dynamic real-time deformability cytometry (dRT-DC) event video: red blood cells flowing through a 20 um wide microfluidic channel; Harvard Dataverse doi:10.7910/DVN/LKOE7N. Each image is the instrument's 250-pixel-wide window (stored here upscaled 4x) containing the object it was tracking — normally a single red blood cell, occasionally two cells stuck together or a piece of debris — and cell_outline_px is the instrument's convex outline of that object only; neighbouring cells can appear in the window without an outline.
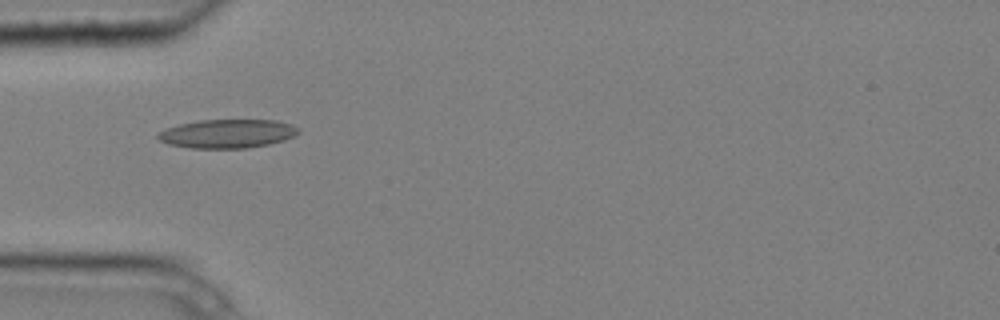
{"species": "common noctule bat (a hibernating species)", "species_latin": "Nyctalus noctula", "temperature_condition": "cold", "stored_images_in_passage": 5, "camera_frame_rate_fps": 3000, "um_per_image_px": 0.085, "animal": {"sex": "male", "body_mass_g": 20.4}, "frame": {"image": 1, "passage_image": 5, "time_ms": 1.333, "image_size_px": [1000, 320], "cell_outline_px": [[300, 132], [296, 136], [284, 140], [268, 144], [248, 148], [192, 148], [168, 144], [160, 140], [156, 136], [156, 132], [164, 128], [180, 124], [200, 120], [276, 120], [292, 124], [300, 128]], "centroid_in_image_um": [19.34, 11.36], "position_along_channel_um": 65.7, "area_um2": 23.76}}